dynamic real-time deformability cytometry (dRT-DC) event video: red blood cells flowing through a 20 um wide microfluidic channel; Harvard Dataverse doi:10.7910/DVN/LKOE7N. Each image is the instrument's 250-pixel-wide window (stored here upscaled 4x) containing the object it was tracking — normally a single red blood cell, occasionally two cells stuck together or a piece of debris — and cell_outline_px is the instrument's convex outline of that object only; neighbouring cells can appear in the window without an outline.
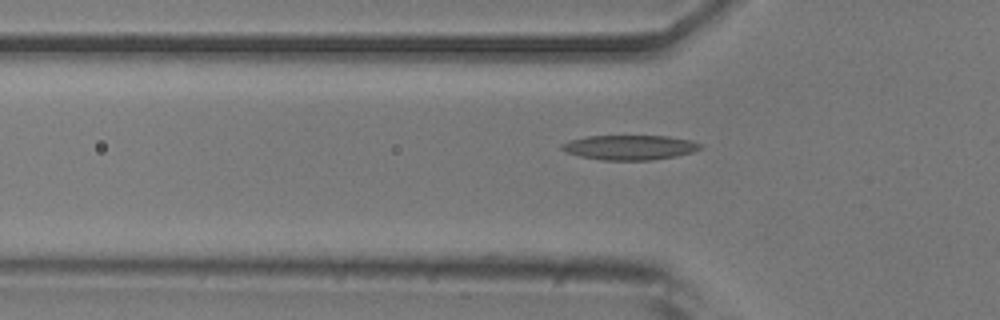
{"species": "common noctule bat (a hibernating species)", "species_latin": "Nyctalus noctula", "temperature_condition": "room temperature", "stored_images_in_passage": 5, "camera_frame_rate_fps": 3000, "um_per_image_px": 0.085, "animal": {"sex": "male", "body_mass_g": 20.5, "forearm_length_mm": 52.5}, "frame": {"image": 1, "passage_image": 5, "time_ms": 1.333, "image_size_px": [1000, 320], "cell_outline_px": [[704, 148], [692, 152], [676, 156], [652, 160], [600, 160], [580, 156], [564, 152], [560, 148], [560, 144], [568, 140], [588, 136], [668, 136], [692, 140], [704, 144]], "centroid_in_image_um": [53.54, 12.53], "position_along_channel_um": 72.3, "area_um2": 20.29}}